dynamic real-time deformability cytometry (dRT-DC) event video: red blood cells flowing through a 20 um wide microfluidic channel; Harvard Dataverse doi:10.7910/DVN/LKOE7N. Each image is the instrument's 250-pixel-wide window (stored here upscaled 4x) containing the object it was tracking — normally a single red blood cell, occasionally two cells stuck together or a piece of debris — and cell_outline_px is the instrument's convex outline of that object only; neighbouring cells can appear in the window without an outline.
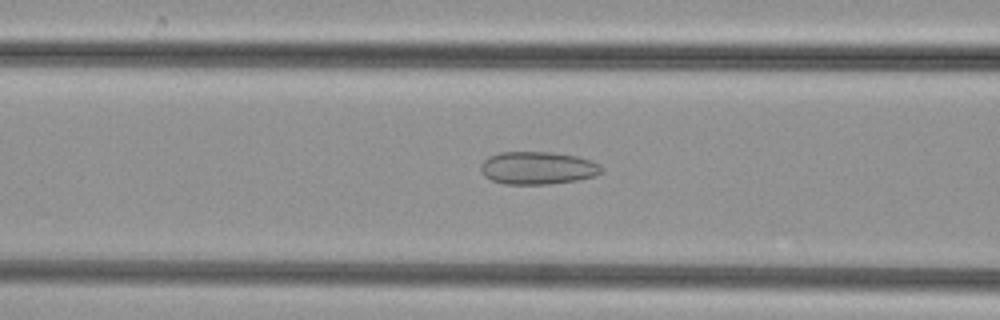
{"species": "common noctule bat (a hibernating species)", "species_latin": "Nyctalus noctula", "temperature_condition": "cold", "stored_images_in_passage": 38, "camera_frame_rate_fps": 3000, "um_per_image_px": 0.085, "animal": {"sex": "female", "body_mass_g": 29.2, "forearm_length_mm": 56.3}, "frame": {"image": 1, "passage_image": 19, "time_ms": 6.0, "image_size_px": [1000, 320], "cell_outline_px": [[604, 168], [596, 176], [576, 180], [548, 184], [504, 184], [492, 180], [484, 176], [480, 168], [480, 164], [488, 156], [500, 152], [552, 152], [576, 156], [600, 164]], "centroid_in_image_um": [45.68, 14.27], "position_along_channel_um": 120.9, "area_um2": 23.06}}
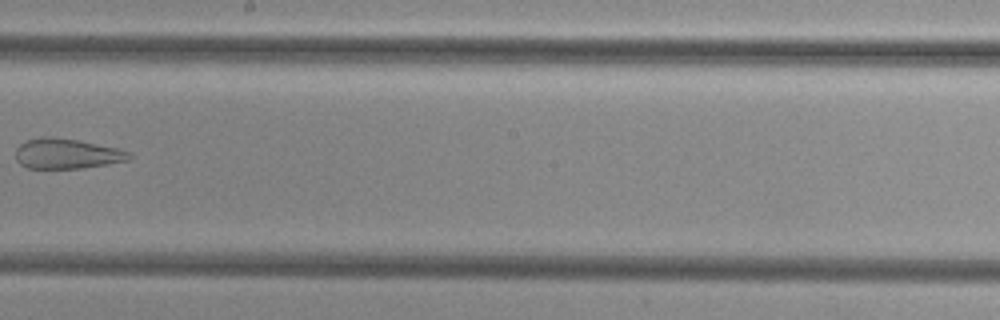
{"frame": {"image": 2, "passage_image": 26, "time_ms": 8.333, "image_size_px": [1000, 320], "cell_outline_px": [[132, 156], [128, 160], [108, 164], [84, 168], [28, 168], [20, 164], [16, 160], [16, 148], [24, 140], [40, 136], [52, 136], [80, 140], [120, 148], [132, 152]], "centroid_in_image_um": [5.69, 13.04], "position_along_channel_um": 242.5, "area_um2": 20.4}}
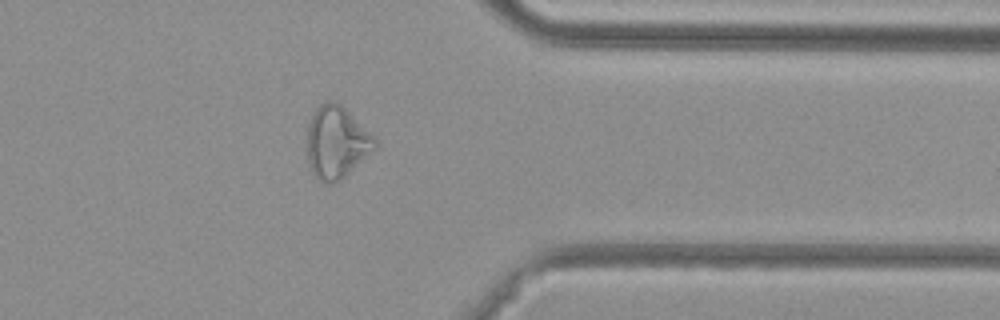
{"frame": {"image": 3, "passage_image": 37, "time_ms": 12.0, "image_size_px": [1000, 320], "cell_outline_px": [[376, 148], [340, 180], [332, 184], [324, 184], [312, 172], [308, 164], [308, 124], [316, 108], [320, 104], [328, 100], [336, 100], [376, 136]], "centroid_in_image_um": [28.62, 12.08], "position_along_channel_um": 382.8, "area_um2": 28.55}}